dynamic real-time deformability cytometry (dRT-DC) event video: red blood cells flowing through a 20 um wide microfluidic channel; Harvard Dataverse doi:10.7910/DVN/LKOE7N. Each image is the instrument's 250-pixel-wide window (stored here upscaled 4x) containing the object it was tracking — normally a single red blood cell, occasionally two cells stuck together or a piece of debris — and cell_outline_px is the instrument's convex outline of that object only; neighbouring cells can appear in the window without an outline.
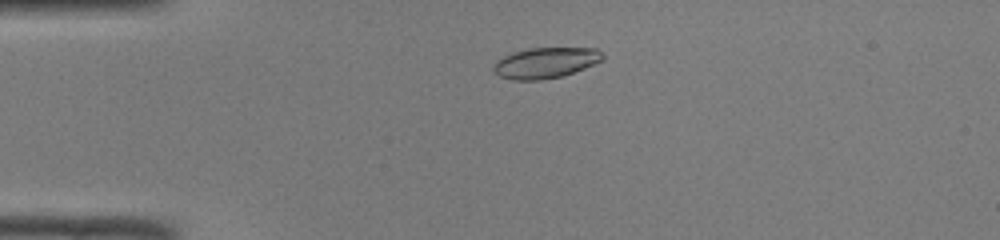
{"species": "common noctule bat (a hibernating species)", "species_latin": "Nyctalus noctula", "temperature_condition": "room temperature", "stored_images_in_passage": 45, "camera_frame_rate_fps": 3000, "um_per_image_px": 0.085, "animal": {"sex": "male", "body_mass_g": 19.0, "forearm_length_mm": 50.8}, "frame": {"image": 1, "passage_image": 7, "time_ms": 2.0, "image_size_px": [1000, 240], "cell_outline_px": [[604, 60], [584, 68], [560, 76], [540, 80], [512, 80], [500, 76], [492, 68], [492, 64], [496, 60], [512, 52], [528, 48], [596, 48], [604, 56]], "centroid_in_image_um": [46.34, 5.33], "position_along_channel_um": 38.7, "area_um2": 19.48}}
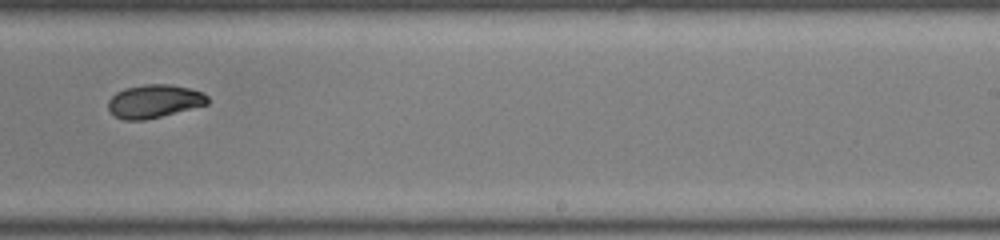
{"frame": {"image": 2, "passage_image": 27, "time_ms": 8.667, "image_size_px": [1000, 240], "cell_outline_px": [[208, 104], [144, 120], [124, 120], [116, 116], [108, 108], [108, 100], [116, 92], [124, 88], [144, 84], [168, 84], [188, 88], [204, 92], [208, 96]], "centroid_in_image_um": [13.1, 8.59], "position_along_channel_um": 275.9, "area_um2": 19.13}}
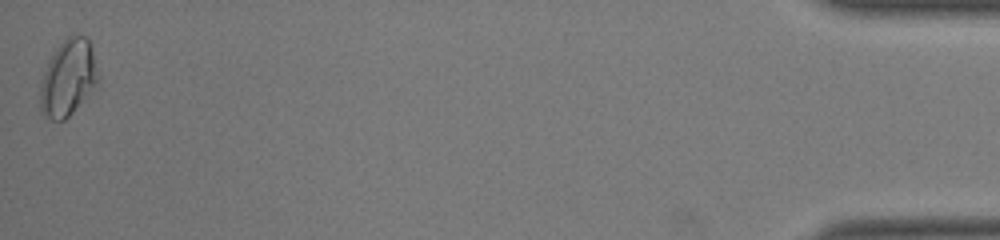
{"frame": {"image": 3, "passage_image": 45, "time_ms": 14.667, "image_size_px": [1000, 240], "cell_outline_px": [[100, 84], [64, 120], [52, 120], [44, 116], [40, 112], [40, 84], [48, 60], [56, 48], [68, 36], [84, 36], [88, 40], [92, 52], [100, 80]], "centroid_in_image_um": [5.78, 6.66], "position_along_channel_um": 429.4, "area_um2": 25.72}, "authors_computed_cell_mechanics": {"area_um2": 19.652, "velocity_mm_per_s": 4.0738, "shape_relaxation_time_tau1_ms": 7.3724, "shape_relaxation_time_tau2_ms": 4.5431, "deformation_change_tau1": 0.1821, "deformation_change_tau2": 0.0647}}